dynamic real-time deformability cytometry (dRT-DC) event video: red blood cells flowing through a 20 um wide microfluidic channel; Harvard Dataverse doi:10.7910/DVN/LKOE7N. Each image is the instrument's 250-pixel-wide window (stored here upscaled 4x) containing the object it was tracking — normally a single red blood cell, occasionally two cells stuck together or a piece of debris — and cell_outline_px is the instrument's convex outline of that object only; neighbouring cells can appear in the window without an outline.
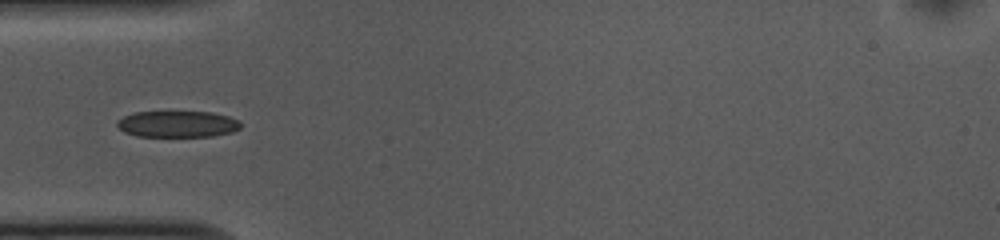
{"species": "common noctule bat (a hibernating species)", "species_latin": "Nyctalus noctula", "temperature_condition": "cold", "stored_images_in_passage": 38, "camera_frame_rate_fps": 3000, "um_per_image_px": 0.085, "animal": {"sex": "female", "body_mass_g": 10.0, "forearm_length_mm": 53.1}, "frame": {"image": 1, "passage_image": 1, "time_ms": 0.0, "image_size_px": [1000, 240], "cell_outline_px": [[240, 128], [232, 132], [212, 136], [136, 136], [124, 132], [116, 124], [116, 120], [124, 116], [136, 112], [212, 112], [228, 116], [240, 120]], "centroid_in_image_um": [15.09, 10.54], "position_along_channel_um": 69.9, "area_um2": 18.96}}
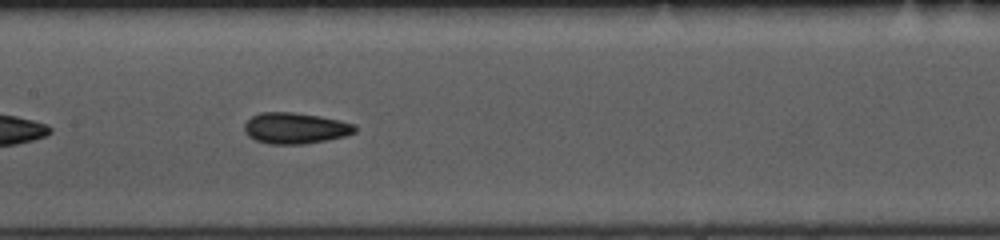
{"frame": {"image": 2, "passage_image": 10, "time_ms": 3.0, "image_size_px": [1000, 240], "cell_outline_px": [[356, 132], [344, 136], [328, 140], [304, 144], [268, 144], [256, 140], [248, 136], [244, 132], [244, 124], [252, 116], [260, 112], [292, 112], [320, 116], [340, 120], [356, 124]], "centroid_in_image_um": [25.1, 10.89], "position_along_channel_um": 182.3, "area_um2": 20.17}}
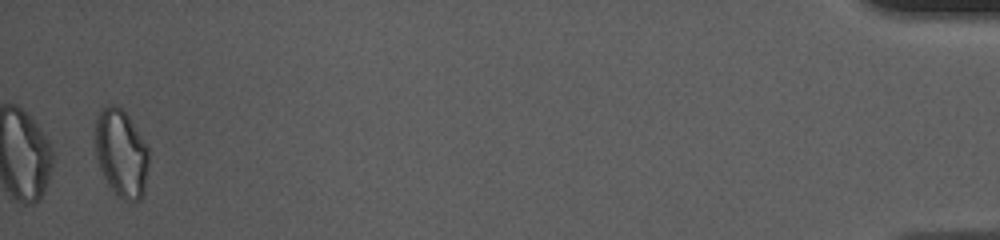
{"frame": {"image": 3, "passage_image": 37, "time_ms": 12.0, "image_size_px": [1000, 240], "cell_outline_px": [[148, 164], [144, 192], [140, 200], [124, 200], [116, 196], [108, 184], [100, 168], [96, 156], [96, 120], [100, 108], [108, 104], [116, 104], [128, 116], [148, 148]], "centroid_in_image_um": [10.3, 13.02], "position_along_channel_um": 424.9, "area_um2": 27.17}}